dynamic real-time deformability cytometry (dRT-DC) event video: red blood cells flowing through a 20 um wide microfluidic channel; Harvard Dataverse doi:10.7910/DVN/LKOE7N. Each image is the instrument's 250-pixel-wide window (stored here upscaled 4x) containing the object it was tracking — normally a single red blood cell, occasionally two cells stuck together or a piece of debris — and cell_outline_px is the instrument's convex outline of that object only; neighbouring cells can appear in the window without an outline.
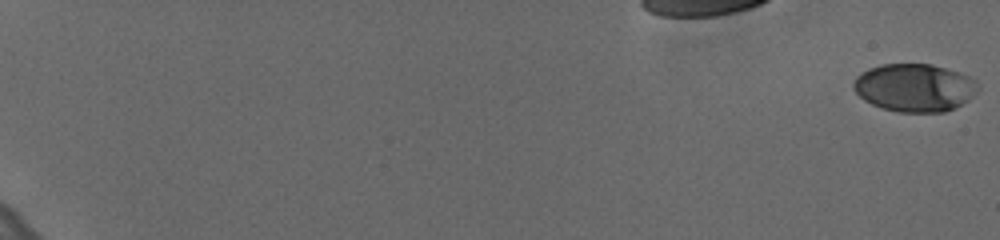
{"species": "human", "species_latin": "Homo sapiens", "temperature_condition": "cold", "stored_images_in_passage": 61, "camera_frame_rate_fps": 3000, "um_per_image_px": 0.085, "donor": {"sex": "female"}, "frame": {"image": 1, "passage_image": 1, "time_ms": 0.0, "image_size_px": [1000, 240], "cell_outline_px": [[980, 88], [968, 100], [944, 112], [900, 112], [884, 108], [872, 104], [864, 100], [856, 92], [852, 84], [856, 76], [860, 72], [868, 68], [884, 64], [932, 64], [960, 72], [976, 80]], "centroid_in_image_um": [77.73, 7.43], "position_along_channel_um": 7.3, "area_um2": 34.74}}
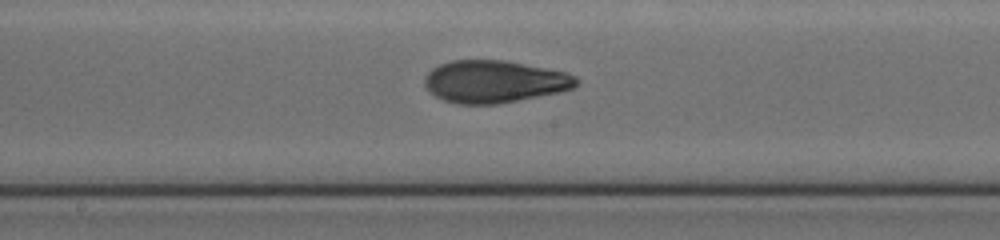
{"frame": {"image": 2, "passage_image": 37, "time_ms": 12.0, "image_size_px": [1000, 240], "cell_outline_px": [[576, 84], [572, 88], [560, 92], [496, 104], [456, 104], [444, 100], [436, 96], [424, 84], [424, 76], [432, 68], [440, 64], [452, 60], [504, 60], [568, 72], [576, 76]], "centroid_in_image_um": [42.01, 6.93], "position_along_channel_um": 206.2, "area_um2": 37.28}}
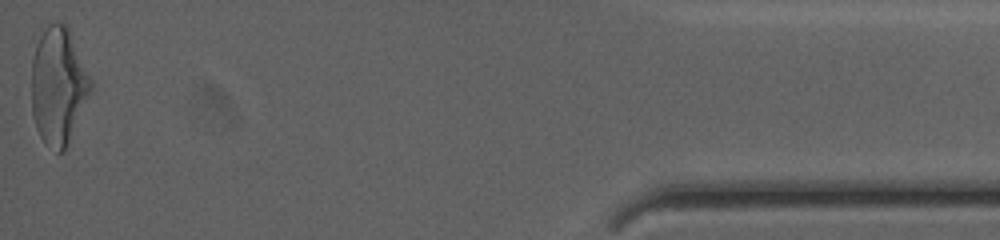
{"frame": {"image": 3, "passage_image": 61, "time_ms": 20.0, "image_size_px": [1000, 240], "cell_outline_px": [[92, 88], [64, 152], [56, 152], [44, 144], [36, 128], [32, 112], [32, 60], [36, 44], [40, 36], [48, 24], [64, 24], [68, 28], [92, 80]], "centroid_in_image_um": [4.94, 7.34], "position_along_channel_um": 430.3, "area_um2": 39.94}, "authors_computed_cell_mechanics": {"area_um2": 36.4718, "velocity_mm_per_s": 3.6445, "shape_relaxation_time_tau1_ms": 5.1439, "shape_relaxation_time_tau2_ms": 1.714, "deformation_change_tau1": 0.1718, "deformation_change_tau2": 0.0764}}